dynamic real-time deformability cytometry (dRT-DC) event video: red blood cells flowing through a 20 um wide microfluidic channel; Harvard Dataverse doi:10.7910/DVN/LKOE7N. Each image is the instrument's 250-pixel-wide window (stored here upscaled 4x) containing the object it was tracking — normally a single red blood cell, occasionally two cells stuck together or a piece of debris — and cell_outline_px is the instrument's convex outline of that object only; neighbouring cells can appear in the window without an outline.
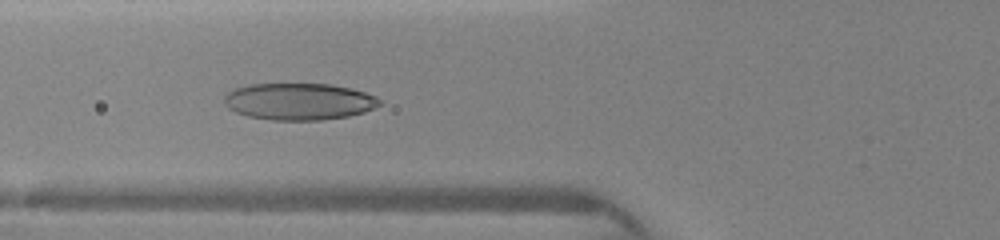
{"species": "human", "species_latin": "Homo sapiens", "temperature_condition": "warm", "stored_images_in_passage": 17, "camera_frame_rate_fps": 3000, "um_per_image_px": 0.085, "donor": {"sex": "female"}, "frame": {"image": 1, "passage_image": 13, "time_ms": 5.333, "image_size_px": [1000, 240], "cell_outline_px": [[384, 100], [380, 104], [364, 112], [348, 116], [320, 120], [272, 120], [248, 116], [236, 112], [228, 108], [224, 104], [224, 96], [228, 92], [236, 88], [252, 84], [332, 84], [352, 88], [376, 96]], "centroid_in_image_um": [25.43, 8.62], "position_along_channel_um": 100.4, "area_um2": 33.41}}
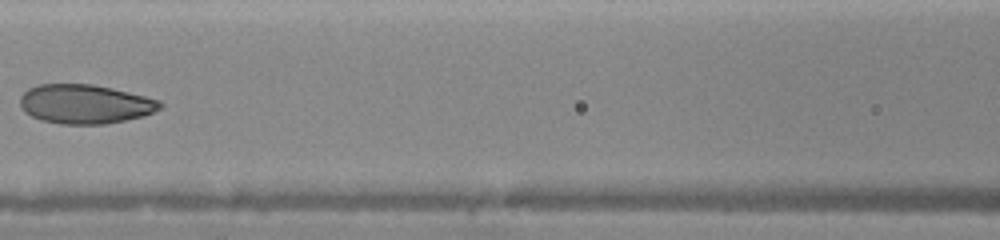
{"frame": {"image": 2, "passage_image": 15, "time_ms": 6.667, "image_size_px": [1000, 240], "cell_outline_px": [[164, 104], [160, 108], [144, 116], [104, 124], [60, 124], [40, 120], [24, 112], [20, 108], [20, 96], [28, 88], [36, 84], [92, 84], [112, 88], [160, 100]], "centroid_in_image_um": [7.19, 8.84], "position_along_channel_um": 159.4, "area_um2": 32.08}}
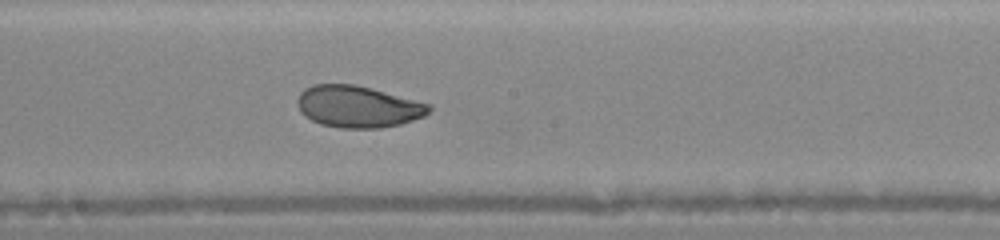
{"frame": {"image": 3, "passage_image": 17, "time_ms": 8.0, "image_size_px": [1000, 240], "cell_outline_px": [[432, 108], [424, 116], [400, 124], [380, 128], [344, 128], [320, 124], [304, 116], [300, 112], [296, 100], [300, 92], [304, 88], [312, 84], [356, 84], [432, 104]], "centroid_in_image_um": [30.41, 9.05], "position_along_channel_um": 217.8, "area_um2": 32.19}}